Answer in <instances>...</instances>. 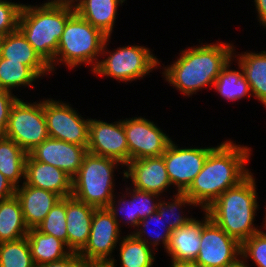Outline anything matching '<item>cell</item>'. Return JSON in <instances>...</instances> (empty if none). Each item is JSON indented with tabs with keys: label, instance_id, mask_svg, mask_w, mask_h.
I'll use <instances>...</instances> for the list:
<instances>
[{
	"label": "cell",
	"instance_id": "1",
	"mask_svg": "<svg viewBox=\"0 0 266 267\" xmlns=\"http://www.w3.org/2000/svg\"><path fill=\"white\" fill-rule=\"evenodd\" d=\"M251 149L228 139L209 152L202 170L184 192L201 212L251 173L246 166L251 160Z\"/></svg>",
	"mask_w": 266,
	"mask_h": 267
},
{
	"label": "cell",
	"instance_id": "2",
	"mask_svg": "<svg viewBox=\"0 0 266 267\" xmlns=\"http://www.w3.org/2000/svg\"><path fill=\"white\" fill-rule=\"evenodd\" d=\"M234 43L216 42L188 46L170 65H163L162 76L183 97H192L205 88H213L222 68L233 58Z\"/></svg>",
	"mask_w": 266,
	"mask_h": 267
},
{
	"label": "cell",
	"instance_id": "3",
	"mask_svg": "<svg viewBox=\"0 0 266 267\" xmlns=\"http://www.w3.org/2000/svg\"><path fill=\"white\" fill-rule=\"evenodd\" d=\"M256 183V177L250 173L204 210L214 223L240 244L261 230L254 225L260 206Z\"/></svg>",
	"mask_w": 266,
	"mask_h": 267
},
{
	"label": "cell",
	"instance_id": "4",
	"mask_svg": "<svg viewBox=\"0 0 266 267\" xmlns=\"http://www.w3.org/2000/svg\"><path fill=\"white\" fill-rule=\"evenodd\" d=\"M75 13L72 2L47 0L42 4H23L18 30L39 56L50 65L67 20Z\"/></svg>",
	"mask_w": 266,
	"mask_h": 267
},
{
	"label": "cell",
	"instance_id": "5",
	"mask_svg": "<svg viewBox=\"0 0 266 267\" xmlns=\"http://www.w3.org/2000/svg\"><path fill=\"white\" fill-rule=\"evenodd\" d=\"M107 37L75 12L65 24L54 61L49 65L52 73L61 64L71 70L82 64L91 65L90 71H93L100 60Z\"/></svg>",
	"mask_w": 266,
	"mask_h": 267
},
{
	"label": "cell",
	"instance_id": "6",
	"mask_svg": "<svg viewBox=\"0 0 266 267\" xmlns=\"http://www.w3.org/2000/svg\"><path fill=\"white\" fill-rule=\"evenodd\" d=\"M119 161L87 153L72 178V197L95 208H107L115 192V169ZM115 192V193H114Z\"/></svg>",
	"mask_w": 266,
	"mask_h": 267
},
{
	"label": "cell",
	"instance_id": "7",
	"mask_svg": "<svg viewBox=\"0 0 266 267\" xmlns=\"http://www.w3.org/2000/svg\"><path fill=\"white\" fill-rule=\"evenodd\" d=\"M111 38L108 36L104 42L100 56L103 59L99 60L92 71L95 76L113 78L119 83H131L143 79L154 69L162 67L161 61L154 55L153 50L143 45H126L109 51L107 45Z\"/></svg>",
	"mask_w": 266,
	"mask_h": 267
},
{
	"label": "cell",
	"instance_id": "8",
	"mask_svg": "<svg viewBox=\"0 0 266 267\" xmlns=\"http://www.w3.org/2000/svg\"><path fill=\"white\" fill-rule=\"evenodd\" d=\"M4 136L15 141L26 153L46 140L49 135L44 114V98L33 103L18 98L11 107Z\"/></svg>",
	"mask_w": 266,
	"mask_h": 267
},
{
	"label": "cell",
	"instance_id": "9",
	"mask_svg": "<svg viewBox=\"0 0 266 267\" xmlns=\"http://www.w3.org/2000/svg\"><path fill=\"white\" fill-rule=\"evenodd\" d=\"M121 230L107 208H95L88 242L78 254L87 263H110L117 267L113 253L123 237Z\"/></svg>",
	"mask_w": 266,
	"mask_h": 267
},
{
	"label": "cell",
	"instance_id": "10",
	"mask_svg": "<svg viewBox=\"0 0 266 267\" xmlns=\"http://www.w3.org/2000/svg\"><path fill=\"white\" fill-rule=\"evenodd\" d=\"M44 114L50 138L88 147L89 123L78 110L66 101L44 99Z\"/></svg>",
	"mask_w": 266,
	"mask_h": 267
},
{
	"label": "cell",
	"instance_id": "11",
	"mask_svg": "<svg viewBox=\"0 0 266 267\" xmlns=\"http://www.w3.org/2000/svg\"><path fill=\"white\" fill-rule=\"evenodd\" d=\"M203 213L201 244L195 262L201 267H226L241 255V244Z\"/></svg>",
	"mask_w": 266,
	"mask_h": 267
},
{
	"label": "cell",
	"instance_id": "12",
	"mask_svg": "<svg viewBox=\"0 0 266 267\" xmlns=\"http://www.w3.org/2000/svg\"><path fill=\"white\" fill-rule=\"evenodd\" d=\"M129 149V162L162 156L172 139L152 120L137 116L121 119Z\"/></svg>",
	"mask_w": 266,
	"mask_h": 267
},
{
	"label": "cell",
	"instance_id": "13",
	"mask_svg": "<svg viewBox=\"0 0 266 267\" xmlns=\"http://www.w3.org/2000/svg\"><path fill=\"white\" fill-rule=\"evenodd\" d=\"M214 147H186L175 144L172 140L162 155L169 179L176 192L184 193L197 174Z\"/></svg>",
	"mask_w": 266,
	"mask_h": 267
},
{
	"label": "cell",
	"instance_id": "14",
	"mask_svg": "<svg viewBox=\"0 0 266 267\" xmlns=\"http://www.w3.org/2000/svg\"><path fill=\"white\" fill-rule=\"evenodd\" d=\"M87 151L96 156L115 159L125 166L129 162V149L122 120L108 123L91 119Z\"/></svg>",
	"mask_w": 266,
	"mask_h": 267
},
{
	"label": "cell",
	"instance_id": "15",
	"mask_svg": "<svg viewBox=\"0 0 266 267\" xmlns=\"http://www.w3.org/2000/svg\"><path fill=\"white\" fill-rule=\"evenodd\" d=\"M124 169L121 172L124 181L129 179L130 187L137 190L162 196L172 186L163 156L132 160L124 166Z\"/></svg>",
	"mask_w": 266,
	"mask_h": 267
},
{
	"label": "cell",
	"instance_id": "16",
	"mask_svg": "<svg viewBox=\"0 0 266 267\" xmlns=\"http://www.w3.org/2000/svg\"><path fill=\"white\" fill-rule=\"evenodd\" d=\"M87 153V148L82 145L48 137L28 154L34 160L53 165L73 178Z\"/></svg>",
	"mask_w": 266,
	"mask_h": 267
},
{
	"label": "cell",
	"instance_id": "17",
	"mask_svg": "<svg viewBox=\"0 0 266 267\" xmlns=\"http://www.w3.org/2000/svg\"><path fill=\"white\" fill-rule=\"evenodd\" d=\"M25 184L60 195H72V177L53 165L34 160L29 154L25 165Z\"/></svg>",
	"mask_w": 266,
	"mask_h": 267
},
{
	"label": "cell",
	"instance_id": "18",
	"mask_svg": "<svg viewBox=\"0 0 266 267\" xmlns=\"http://www.w3.org/2000/svg\"><path fill=\"white\" fill-rule=\"evenodd\" d=\"M15 196L20 202L23 218L29 229L36 228L52 207L62 199L56 193L30 186L24 182L16 187Z\"/></svg>",
	"mask_w": 266,
	"mask_h": 267
},
{
	"label": "cell",
	"instance_id": "19",
	"mask_svg": "<svg viewBox=\"0 0 266 267\" xmlns=\"http://www.w3.org/2000/svg\"><path fill=\"white\" fill-rule=\"evenodd\" d=\"M95 207L74 197H66L67 246L79 253L88 242Z\"/></svg>",
	"mask_w": 266,
	"mask_h": 267
},
{
	"label": "cell",
	"instance_id": "20",
	"mask_svg": "<svg viewBox=\"0 0 266 267\" xmlns=\"http://www.w3.org/2000/svg\"><path fill=\"white\" fill-rule=\"evenodd\" d=\"M0 57L23 63L41 79L52 73L50 66L18 29L0 38Z\"/></svg>",
	"mask_w": 266,
	"mask_h": 267
},
{
	"label": "cell",
	"instance_id": "21",
	"mask_svg": "<svg viewBox=\"0 0 266 267\" xmlns=\"http://www.w3.org/2000/svg\"><path fill=\"white\" fill-rule=\"evenodd\" d=\"M126 0H74L75 12L101 30L106 36H112L118 8Z\"/></svg>",
	"mask_w": 266,
	"mask_h": 267
},
{
	"label": "cell",
	"instance_id": "22",
	"mask_svg": "<svg viewBox=\"0 0 266 267\" xmlns=\"http://www.w3.org/2000/svg\"><path fill=\"white\" fill-rule=\"evenodd\" d=\"M202 219H192L186 225L172 231L164 252L174 261H195L200 249Z\"/></svg>",
	"mask_w": 266,
	"mask_h": 267
},
{
	"label": "cell",
	"instance_id": "23",
	"mask_svg": "<svg viewBox=\"0 0 266 267\" xmlns=\"http://www.w3.org/2000/svg\"><path fill=\"white\" fill-rule=\"evenodd\" d=\"M235 50L234 46L233 58L242 67L253 97L266 108V50L258 53L245 51L241 54Z\"/></svg>",
	"mask_w": 266,
	"mask_h": 267
},
{
	"label": "cell",
	"instance_id": "24",
	"mask_svg": "<svg viewBox=\"0 0 266 267\" xmlns=\"http://www.w3.org/2000/svg\"><path fill=\"white\" fill-rule=\"evenodd\" d=\"M26 237L36 267L61 260L72 253L65 242L41 233L37 228H30Z\"/></svg>",
	"mask_w": 266,
	"mask_h": 267
},
{
	"label": "cell",
	"instance_id": "25",
	"mask_svg": "<svg viewBox=\"0 0 266 267\" xmlns=\"http://www.w3.org/2000/svg\"><path fill=\"white\" fill-rule=\"evenodd\" d=\"M234 58L230 59L228 63L222 68L220 74L217 76L213 88L221 98L227 102L232 103L243 98L252 97L250 85L244 75L242 67L237 63L238 69H231Z\"/></svg>",
	"mask_w": 266,
	"mask_h": 267
},
{
	"label": "cell",
	"instance_id": "26",
	"mask_svg": "<svg viewBox=\"0 0 266 267\" xmlns=\"http://www.w3.org/2000/svg\"><path fill=\"white\" fill-rule=\"evenodd\" d=\"M26 153L15 141L0 136V172L18 187L25 180ZM23 179V182H22Z\"/></svg>",
	"mask_w": 266,
	"mask_h": 267
},
{
	"label": "cell",
	"instance_id": "27",
	"mask_svg": "<svg viewBox=\"0 0 266 267\" xmlns=\"http://www.w3.org/2000/svg\"><path fill=\"white\" fill-rule=\"evenodd\" d=\"M28 230L18 198L0 200V243L23 238Z\"/></svg>",
	"mask_w": 266,
	"mask_h": 267
},
{
	"label": "cell",
	"instance_id": "28",
	"mask_svg": "<svg viewBox=\"0 0 266 267\" xmlns=\"http://www.w3.org/2000/svg\"><path fill=\"white\" fill-rule=\"evenodd\" d=\"M118 245L121 267H153L155 251L133 233L123 236Z\"/></svg>",
	"mask_w": 266,
	"mask_h": 267
},
{
	"label": "cell",
	"instance_id": "29",
	"mask_svg": "<svg viewBox=\"0 0 266 267\" xmlns=\"http://www.w3.org/2000/svg\"><path fill=\"white\" fill-rule=\"evenodd\" d=\"M36 80L41 79L28 66L0 57V90L13 92L20 88L33 89Z\"/></svg>",
	"mask_w": 266,
	"mask_h": 267
},
{
	"label": "cell",
	"instance_id": "30",
	"mask_svg": "<svg viewBox=\"0 0 266 267\" xmlns=\"http://www.w3.org/2000/svg\"><path fill=\"white\" fill-rule=\"evenodd\" d=\"M173 194L174 197L172 196L171 198L170 196V199H166L167 201L165 200V197H163L164 200L161 198L157 208V213L163 217L171 231L186 225L194 219L193 216H188L187 214L185 215V213L182 212V209L185 207L187 208V206L197 207V205L185 193L177 192Z\"/></svg>",
	"mask_w": 266,
	"mask_h": 267
},
{
	"label": "cell",
	"instance_id": "31",
	"mask_svg": "<svg viewBox=\"0 0 266 267\" xmlns=\"http://www.w3.org/2000/svg\"><path fill=\"white\" fill-rule=\"evenodd\" d=\"M155 223V228L162 231H156L150 229L152 223ZM159 224V225H158ZM161 224V225H160ZM148 228L151 230L148 231ZM158 229V230H159ZM133 234L144 243L149 245L154 251L158 252L157 246L163 244L164 250L168 247L170 236L172 234L171 229L167 226L163 217H161L157 212L149 215L148 217L142 219L139 223L138 228L133 232Z\"/></svg>",
	"mask_w": 266,
	"mask_h": 267
},
{
	"label": "cell",
	"instance_id": "32",
	"mask_svg": "<svg viewBox=\"0 0 266 267\" xmlns=\"http://www.w3.org/2000/svg\"><path fill=\"white\" fill-rule=\"evenodd\" d=\"M0 267H36L26 236L0 243Z\"/></svg>",
	"mask_w": 266,
	"mask_h": 267
},
{
	"label": "cell",
	"instance_id": "33",
	"mask_svg": "<svg viewBox=\"0 0 266 267\" xmlns=\"http://www.w3.org/2000/svg\"><path fill=\"white\" fill-rule=\"evenodd\" d=\"M36 228L41 233L53 235L67 245L66 198L60 199Z\"/></svg>",
	"mask_w": 266,
	"mask_h": 267
},
{
	"label": "cell",
	"instance_id": "34",
	"mask_svg": "<svg viewBox=\"0 0 266 267\" xmlns=\"http://www.w3.org/2000/svg\"><path fill=\"white\" fill-rule=\"evenodd\" d=\"M121 194V198L120 194L118 196H116V194L113 196L107 209L112 213L113 218L117 221L120 229L123 225L131 228L133 227V231L130 232L133 233L138 228L140 220L138 215H135L134 201L127 196V194L125 195V192L124 194L121 192ZM121 214H123V216Z\"/></svg>",
	"mask_w": 266,
	"mask_h": 267
},
{
	"label": "cell",
	"instance_id": "35",
	"mask_svg": "<svg viewBox=\"0 0 266 267\" xmlns=\"http://www.w3.org/2000/svg\"><path fill=\"white\" fill-rule=\"evenodd\" d=\"M128 186H125V194L134 201L135 215H138L140 221L157 212L158 205L161 201L160 198H162L160 195L140 191Z\"/></svg>",
	"mask_w": 266,
	"mask_h": 267
},
{
	"label": "cell",
	"instance_id": "36",
	"mask_svg": "<svg viewBox=\"0 0 266 267\" xmlns=\"http://www.w3.org/2000/svg\"><path fill=\"white\" fill-rule=\"evenodd\" d=\"M240 254L257 267H266V231L260 230L241 244Z\"/></svg>",
	"mask_w": 266,
	"mask_h": 267
},
{
	"label": "cell",
	"instance_id": "37",
	"mask_svg": "<svg viewBox=\"0 0 266 267\" xmlns=\"http://www.w3.org/2000/svg\"><path fill=\"white\" fill-rule=\"evenodd\" d=\"M22 5L20 2L0 0V38L18 29Z\"/></svg>",
	"mask_w": 266,
	"mask_h": 267
},
{
	"label": "cell",
	"instance_id": "38",
	"mask_svg": "<svg viewBox=\"0 0 266 267\" xmlns=\"http://www.w3.org/2000/svg\"><path fill=\"white\" fill-rule=\"evenodd\" d=\"M18 97L13 92L0 90V136H4L9 122L11 107Z\"/></svg>",
	"mask_w": 266,
	"mask_h": 267
},
{
	"label": "cell",
	"instance_id": "39",
	"mask_svg": "<svg viewBox=\"0 0 266 267\" xmlns=\"http://www.w3.org/2000/svg\"><path fill=\"white\" fill-rule=\"evenodd\" d=\"M86 264L87 262L78 253L72 252L61 260L47 263L40 267H85Z\"/></svg>",
	"mask_w": 266,
	"mask_h": 267
},
{
	"label": "cell",
	"instance_id": "40",
	"mask_svg": "<svg viewBox=\"0 0 266 267\" xmlns=\"http://www.w3.org/2000/svg\"><path fill=\"white\" fill-rule=\"evenodd\" d=\"M16 187L0 172V200L15 195Z\"/></svg>",
	"mask_w": 266,
	"mask_h": 267
},
{
	"label": "cell",
	"instance_id": "41",
	"mask_svg": "<svg viewBox=\"0 0 266 267\" xmlns=\"http://www.w3.org/2000/svg\"><path fill=\"white\" fill-rule=\"evenodd\" d=\"M255 11H257V20L266 29V0H254Z\"/></svg>",
	"mask_w": 266,
	"mask_h": 267
},
{
	"label": "cell",
	"instance_id": "42",
	"mask_svg": "<svg viewBox=\"0 0 266 267\" xmlns=\"http://www.w3.org/2000/svg\"><path fill=\"white\" fill-rule=\"evenodd\" d=\"M170 266L169 267H201L199 264H197L195 261H174L170 260Z\"/></svg>",
	"mask_w": 266,
	"mask_h": 267
},
{
	"label": "cell",
	"instance_id": "43",
	"mask_svg": "<svg viewBox=\"0 0 266 267\" xmlns=\"http://www.w3.org/2000/svg\"><path fill=\"white\" fill-rule=\"evenodd\" d=\"M247 263L248 261L244 259L242 255H239L231 264L227 265L226 267H249Z\"/></svg>",
	"mask_w": 266,
	"mask_h": 267
},
{
	"label": "cell",
	"instance_id": "44",
	"mask_svg": "<svg viewBox=\"0 0 266 267\" xmlns=\"http://www.w3.org/2000/svg\"><path fill=\"white\" fill-rule=\"evenodd\" d=\"M85 267H112L110 263H87Z\"/></svg>",
	"mask_w": 266,
	"mask_h": 267
},
{
	"label": "cell",
	"instance_id": "45",
	"mask_svg": "<svg viewBox=\"0 0 266 267\" xmlns=\"http://www.w3.org/2000/svg\"><path fill=\"white\" fill-rule=\"evenodd\" d=\"M265 211H266V207H265ZM263 223H265V224H263L262 227H264V228L266 229V212H265V216H264V221H263Z\"/></svg>",
	"mask_w": 266,
	"mask_h": 267
},
{
	"label": "cell",
	"instance_id": "46",
	"mask_svg": "<svg viewBox=\"0 0 266 267\" xmlns=\"http://www.w3.org/2000/svg\"><path fill=\"white\" fill-rule=\"evenodd\" d=\"M53 1H64V2H72L74 0H53Z\"/></svg>",
	"mask_w": 266,
	"mask_h": 267
}]
</instances>
